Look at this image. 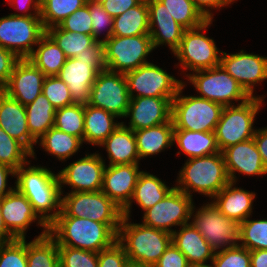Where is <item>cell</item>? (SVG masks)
<instances>
[{
    "label": "cell",
    "mask_w": 267,
    "mask_h": 267,
    "mask_svg": "<svg viewBox=\"0 0 267 267\" xmlns=\"http://www.w3.org/2000/svg\"><path fill=\"white\" fill-rule=\"evenodd\" d=\"M121 223H100L89 218L68 216L62 209L48 226V234L58 246L99 253L117 241Z\"/></svg>",
    "instance_id": "6da1fadb"
},
{
    "label": "cell",
    "mask_w": 267,
    "mask_h": 267,
    "mask_svg": "<svg viewBox=\"0 0 267 267\" xmlns=\"http://www.w3.org/2000/svg\"><path fill=\"white\" fill-rule=\"evenodd\" d=\"M29 164L30 162L16 170L15 188L26 196L34 212L49 226L61 212V195L63 194L59 176L58 173L54 174L50 168ZM27 165H29L28 168L25 167Z\"/></svg>",
    "instance_id": "7a4b0ae2"
},
{
    "label": "cell",
    "mask_w": 267,
    "mask_h": 267,
    "mask_svg": "<svg viewBox=\"0 0 267 267\" xmlns=\"http://www.w3.org/2000/svg\"><path fill=\"white\" fill-rule=\"evenodd\" d=\"M128 220L123 216L117 241L130 263L153 266L172 243V234Z\"/></svg>",
    "instance_id": "3957f363"
},
{
    "label": "cell",
    "mask_w": 267,
    "mask_h": 267,
    "mask_svg": "<svg viewBox=\"0 0 267 267\" xmlns=\"http://www.w3.org/2000/svg\"><path fill=\"white\" fill-rule=\"evenodd\" d=\"M178 175L174 187L191 198V190L213 198L230 182L222 152L188 159Z\"/></svg>",
    "instance_id": "277c9868"
},
{
    "label": "cell",
    "mask_w": 267,
    "mask_h": 267,
    "mask_svg": "<svg viewBox=\"0 0 267 267\" xmlns=\"http://www.w3.org/2000/svg\"><path fill=\"white\" fill-rule=\"evenodd\" d=\"M185 83L172 100L171 119L174 129L215 132L224 106L198 96H181Z\"/></svg>",
    "instance_id": "5b68a950"
},
{
    "label": "cell",
    "mask_w": 267,
    "mask_h": 267,
    "mask_svg": "<svg viewBox=\"0 0 267 267\" xmlns=\"http://www.w3.org/2000/svg\"><path fill=\"white\" fill-rule=\"evenodd\" d=\"M262 97H251L245 103L224 106L215 129L217 145L222 152L227 147L254 137V120L263 102Z\"/></svg>",
    "instance_id": "8992f818"
},
{
    "label": "cell",
    "mask_w": 267,
    "mask_h": 267,
    "mask_svg": "<svg viewBox=\"0 0 267 267\" xmlns=\"http://www.w3.org/2000/svg\"><path fill=\"white\" fill-rule=\"evenodd\" d=\"M194 72L195 74H186V77L200 93L198 96L200 98L211 100L223 106L234 105L231 103L232 100L241 101L240 104H242L251 98L221 65Z\"/></svg>",
    "instance_id": "52a82bcc"
},
{
    "label": "cell",
    "mask_w": 267,
    "mask_h": 267,
    "mask_svg": "<svg viewBox=\"0 0 267 267\" xmlns=\"http://www.w3.org/2000/svg\"><path fill=\"white\" fill-rule=\"evenodd\" d=\"M192 224L202 234L214 252L236 247L240 241V223L227 218L217 207L208 202L193 214Z\"/></svg>",
    "instance_id": "ba28073f"
},
{
    "label": "cell",
    "mask_w": 267,
    "mask_h": 267,
    "mask_svg": "<svg viewBox=\"0 0 267 267\" xmlns=\"http://www.w3.org/2000/svg\"><path fill=\"white\" fill-rule=\"evenodd\" d=\"M46 33L40 16H8L0 18V47L28 58Z\"/></svg>",
    "instance_id": "9c48e42d"
},
{
    "label": "cell",
    "mask_w": 267,
    "mask_h": 267,
    "mask_svg": "<svg viewBox=\"0 0 267 267\" xmlns=\"http://www.w3.org/2000/svg\"><path fill=\"white\" fill-rule=\"evenodd\" d=\"M104 46L106 69L122 74L150 63L146 57L154 50L149 34L131 37L112 36L104 41Z\"/></svg>",
    "instance_id": "30bf717a"
},
{
    "label": "cell",
    "mask_w": 267,
    "mask_h": 267,
    "mask_svg": "<svg viewBox=\"0 0 267 267\" xmlns=\"http://www.w3.org/2000/svg\"><path fill=\"white\" fill-rule=\"evenodd\" d=\"M212 24L207 20L201 26L185 30L178 48L173 52L180 61L181 68L190 71L210 69L220 65L221 51L215 41L201 31Z\"/></svg>",
    "instance_id": "8fae6325"
},
{
    "label": "cell",
    "mask_w": 267,
    "mask_h": 267,
    "mask_svg": "<svg viewBox=\"0 0 267 267\" xmlns=\"http://www.w3.org/2000/svg\"><path fill=\"white\" fill-rule=\"evenodd\" d=\"M61 209L70 217L89 218L100 223H121L122 208L102 191L69 192Z\"/></svg>",
    "instance_id": "7c38bea8"
},
{
    "label": "cell",
    "mask_w": 267,
    "mask_h": 267,
    "mask_svg": "<svg viewBox=\"0 0 267 267\" xmlns=\"http://www.w3.org/2000/svg\"><path fill=\"white\" fill-rule=\"evenodd\" d=\"M124 75L130 98L167 97L172 101L184 83L153 63L142 65Z\"/></svg>",
    "instance_id": "4fadbf2b"
},
{
    "label": "cell",
    "mask_w": 267,
    "mask_h": 267,
    "mask_svg": "<svg viewBox=\"0 0 267 267\" xmlns=\"http://www.w3.org/2000/svg\"><path fill=\"white\" fill-rule=\"evenodd\" d=\"M129 102L130 96L124 74L107 69L97 74L91 87L89 105L123 118L126 116Z\"/></svg>",
    "instance_id": "5bb4252c"
},
{
    "label": "cell",
    "mask_w": 267,
    "mask_h": 267,
    "mask_svg": "<svg viewBox=\"0 0 267 267\" xmlns=\"http://www.w3.org/2000/svg\"><path fill=\"white\" fill-rule=\"evenodd\" d=\"M192 198L175 187L158 203L144 211L143 224L172 234V226L188 224Z\"/></svg>",
    "instance_id": "9a60e30c"
},
{
    "label": "cell",
    "mask_w": 267,
    "mask_h": 267,
    "mask_svg": "<svg viewBox=\"0 0 267 267\" xmlns=\"http://www.w3.org/2000/svg\"><path fill=\"white\" fill-rule=\"evenodd\" d=\"M105 168V160L99 153L86 154L85 157L70 163L58 172L61 193L62 184L71 186V192L101 191Z\"/></svg>",
    "instance_id": "2e32d148"
},
{
    "label": "cell",
    "mask_w": 267,
    "mask_h": 267,
    "mask_svg": "<svg viewBox=\"0 0 267 267\" xmlns=\"http://www.w3.org/2000/svg\"><path fill=\"white\" fill-rule=\"evenodd\" d=\"M107 68L105 61H80L76 57L67 58L57 75L67 84L73 103H89L90 91L97 74Z\"/></svg>",
    "instance_id": "e0dca14e"
},
{
    "label": "cell",
    "mask_w": 267,
    "mask_h": 267,
    "mask_svg": "<svg viewBox=\"0 0 267 267\" xmlns=\"http://www.w3.org/2000/svg\"><path fill=\"white\" fill-rule=\"evenodd\" d=\"M220 65L231 75L250 96L254 97L255 84L267 80V57L245 53L222 52Z\"/></svg>",
    "instance_id": "ac0fdd59"
},
{
    "label": "cell",
    "mask_w": 267,
    "mask_h": 267,
    "mask_svg": "<svg viewBox=\"0 0 267 267\" xmlns=\"http://www.w3.org/2000/svg\"><path fill=\"white\" fill-rule=\"evenodd\" d=\"M0 206L5 227L16 239H25L26 230L35 220L43 227V232H48V226L34 212L26 196L16 188L0 198Z\"/></svg>",
    "instance_id": "d6986e66"
},
{
    "label": "cell",
    "mask_w": 267,
    "mask_h": 267,
    "mask_svg": "<svg viewBox=\"0 0 267 267\" xmlns=\"http://www.w3.org/2000/svg\"><path fill=\"white\" fill-rule=\"evenodd\" d=\"M45 77L43 72L28 58L20 59L16 63L8 83L1 90L26 106L42 93Z\"/></svg>",
    "instance_id": "ffe728a7"
},
{
    "label": "cell",
    "mask_w": 267,
    "mask_h": 267,
    "mask_svg": "<svg viewBox=\"0 0 267 267\" xmlns=\"http://www.w3.org/2000/svg\"><path fill=\"white\" fill-rule=\"evenodd\" d=\"M172 101L167 97L130 98L125 117L130 116L129 125L125 127L137 131L158 126L171 120Z\"/></svg>",
    "instance_id": "44dd1931"
},
{
    "label": "cell",
    "mask_w": 267,
    "mask_h": 267,
    "mask_svg": "<svg viewBox=\"0 0 267 267\" xmlns=\"http://www.w3.org/2000/svg\"><path fill=\"white\" fill-rule=\"evenodd\" d=\"M139 164L108 165L101 191L122 209L131 201L139 174Z\"/></svg>",
    "instance_id": "7402d4cb"
},
{
    "label": "cell",
    "mask_w": 267,
    "mask_h": 267,
    "mask_svg": "<svg viewBox=\"0 0 267 267\" xmlns=\"http://www.w3.org/2000/svg\"><path fill=\"white\" fill-rule=\"evenodd\" d=\"M149 10V35L153 48L167 44L172 53L178 48L185 28L179 25L159 0H147ZM156 26V27H155Z\"/></svg>",
    "instance_id": "603a6c76"
},
{
    "label": "cell",
    "mask_w": 267,
    "mask_h": 267,
    "mask_svg": "<svg viewBox=\"0 0 267 267\" xmlns=\"http://www.w3.org/2000/svg\"><path fill=\"white\" fill-rule=\"evenodd\" d=\"M226 170L231 182L236 184V172L252 175H265V168L254 139L231 145L222 151Z\"/></svg>",
    "instance_id": "cb8c5ba5"
},
{
    "label": "cell",
    "mask_w": 267,
    "mask_h": 267,
    "mask_svg": "<svg viewBox=\"0 0 267 267\" xmlns=\"http://www.w3.org/2000/svg\"><path fill=\"white\" fill-rule=\"evenodd\" d=\"M0 127L12 138L22 143L35 158L34 144L27 126L25 106L0 90Z\"/></svg>",
    "instance_id": "d4e9b609"
},
{
    "label": "cell",
    "mask_w": 267,
    "mask_h": 267,
    "mask_svg": "<svg viewBox=\"0 0 267 267\" xmlns=\"http://www.w3.org/2000/svg\"><path fill=\"white\" fill-rule=\"evenodd\" d=\"M172 243L186 256L189 265L212 262L215 252L202 234L189 222L182 225L179 231L172 232Z\"/></svg>",
    "instance_id": "484cf974"
},
{
    "label": "cell",
    "mask_w": 267,
    "mask_h": 267,
    "mask_svg": "<svg viewBox=\"0 0 267 267\" xmlns=\"http://www.w3.org/2000/svg\"><path fill=\"white\" fill-rule=\"evenodd\" d=\"M234 182H229L217 195L212 202L217 209L227 218L242 223L250 218L253 207V200L256 196L254 192H250L241 188L233 187Z\"/></svg>",
    "instance_id": "4316f807"
},
{
    "label": "cell",
    "mask_w": 267,
    "mask_h": 267,
    "mask_svg": "<svg viewBox=\"0 0 267 267\" xmlns=\"http://www.w3.org/2000/svg\"><path fill=\"white\" fill-rule=\"evenodd\" d=\"M105 146L109 165L139 164L134 131L121 124L99 145Z\"/></svg>",
    "instance_id": "83f0119b"
},
{
    "label": "cell",
    "mask_w": 267,
    "mask_h": 267,
    "mask_svg": "<svg viewBox=\"0 0 267 267\" xmlns=\"http://www.w3.org/2000/svg\"><path fill=\"white\" fill-rule=\"evenodd\" d=\"M173 188L167 186L157 176L142 171L137 179L131 201L122 209L123 216L130 218L133 199L145 211L161 201Z\"/></svg>",
    "instance_id": "f1b7e54d"
},
{
    "label": "cell",
    "mask_w": 267,
    "mask_h": 267,
    "mask_svg": "<svg viewBox=\"0 0 267 267\" xmlns=\"http://www.w3.org/2000/svg\"><path fill=\"white\" fill-rule=\"evenodd\" d=\"M139 158L155 155L171 147L174 140V124L168 123L134 131Z\"/></svg>",
    "instance_id": "f546056e"
},
{
    "label": "cell",
    "mask_w": 267,
    "mask_h": 267,
    "mask_svg": "<svg viewBox=\"0 0 267 267\" xmlns=\"http://www.w3.org/2000/svg\"><path fill=\"white\" fill-rule=\"evenodd\" d=\"M115 115L89 104L84 105L83 142L100 145L120 124Z\"/></svg>",
    "instance_id": "4dcf8cb0"
},
{
    "label": "cell",
    "mask_w": 267,
    "mask_h": 267,
    "mask_svg": "<svg viewBox=\"0 0 267 267\" xmlns=\"http://www.w3.org/2000/svg\"><path fill=\"white\" fill-rule=\"evenodd\" d=\"M181 151L191 158L221 152L217 145L215 132H194L174 129V140Z\"/></svg>",
    "instance_id": "1f68e13d"
},
{
    "label": "cell",
    "mask_w": 267,
    "mask_h": 267,
    "mask_svg": "<svg viewBox=\"0 0 267 267\" xmlns=\"http://www.w3.org/2000/svg\"><path fill=\"white\" fill-rule=\"evenodd\" d=\"M38 48L28 59L47 76H57L65 64L66 57L54 40L45 33L37 44Z\"/></svg>",
    "instance_id": "d6a6232c"
},
{
    "label": "cell",
    "mask_w": 267,
    "mask_h": 267,
    "mask_svg": "<svg viewBox=\"0 0 267 267\" xmlns=\"http://www.w3.org/2000/svg\"><path fill=\"white\" fill-rule=\"evenodd\" d=\"M149 34V10L147 0L114 17L112 36L131 37Z\"/></svg>",
    "instance_id": "836d02e7"
},
{
    "label": "cell",
    "mask_w": 267,
    "mask_h": 267,
    "mask_svg": "<svg viewBox=\"0 0 267 267\" xmlns=\"http://www.w3.org/2000/svg\"><path fill=\"white\" fill-rule=\"evenodd\" d=\"M25 110L30 135L38 142L54 126L56 108L40 93L32 103L25 106Z\"/></svg>",
    "instance_id": "e575fe53"
},
{
    "label": "cell",
    "mask_w": 267,
    "mask_h": 267,
    "mask_svg": "<svg viewBox=\"0 0 267 267\" xmlns=\"http://www.w3.org/2000/svg\"><path fill=\"white\" fill-rule=\"evenodd\" d=\"M27 266L60 267L57 242L48 232H42L27 243Z\"/></svg>",
    "instance_id": "d590c367"
},
{
    "label": "cell",
    "mask_w": 267,
    "mask_h": 267,
    "mask_svg": "<svg viewBox=\"0 0 267 267\" xmlns=\"http://www.w3.org/2000/svg\"><path fill=\"white\" fill-rule=\"evenodd\" d=\"M40 146L60 161L70 158L82 145L83 141L73 135L62 132L56 127L50 128L40 139Z\"/></svg>",
    "instance_id": "8d00e7d4"
},
{
    "label": "cell",
    "mask_w": 267,
    "mask_h": 267,
    "mask_svg": "<svg viewBox=\"0 0 267 267\" xmlns=\"http://www.w3.org/2000/svg\"><path fill=\"white\" fill-rule=\"evenodd\" d=\"M46 33L64 52L66 58L77 57L89 48L96 40L93 35L81 34L62 30L59 26H53L46 30Z\"/></svg>",
    "instance_id": "74e56055"
},
{
    "label": "cell",
    "mask_w": 267,
    "mask_h": 267,
    "mask_svg": "<svg viewBox=\"0 0 267 267\" xmlns=\"http://www.w3.org/2000/svg\"><path fill=\"white\" fill-rule=\"evenodd\" d=\"M86 2V0H41L40 18L44 29L60 25Z\"/></svg>",
    "instance_id": "f35d334b"
},
{
    "label": "cell",
    "mask_w": 267,
    "mask_h": 267,
    "mask_svg": "<svg viewBox=\"0 0 267 267\" xmlns=\"http://www.w3.org/2000/svg\"><path fill=\"white\" fill-rule=\"evenodd\" d=\"M168 13L183 28L194 29L207 21L192 0H159Z\"/></svg>",
    "instance_id": "ab89813d"
},
{
    "label": "cell",
    "mask_w": 267,
    "mask_h": 267,
    "mask_svg": "<svg viewBox=\"0 0 267 267\" xmlns=\"http://www.w3.org/2000/svg\"><path fill=\"white\" fill-rule=\"evenodd\" d=\"M54 127L83 141L84 105L74 103L56 109Z\"/></svg>",
    "instance_id": "60d3db41"
},
{
    "label": "cell",
    "mask_w": 267,
    "mask_h": 267,
    "mask_svg": "<svg viewBox=\"0 0 267 267\" xmlns=\"http://www.w3.org/2000/svg\"><path fill=\"white\" fill-rule=\"evenodd\" d=\"M27 157H32V153L0 127V164L7 165L16 171L29 162Z\"/></svg>",
    "instance_id": "b9f144b4"
},
{
    "label": "cell",
    "mask_w": 267,
    "mask_h": 267,
    "mask_svg": "<svg viewBox=\"0 0 267 267\" xmlns=\"http://www.w3.org/2000/svg\"><path fill=\"white\" fill-rule=\"evenodd\" d=\"M239 244L249 251L267 249V220H249L240 223Z\"/></svg>",
    "instance_id": "7bdbcfd3"
},
{
    "label": "cell",
    "mask_w": 267,
    "mask_h": 267,
    "mask_svg": "<svg viewBox=\"0 0 267 267\" xmlns=\"http://www.w3.org/2000/svg\"><path fill=\"white\" fill-rule=\"evenodd\" d=\"M60 267H98V253L79 248L58 246Z\"/></svg>",
    "instance_id": "ee69618b"
},
{
    "label": "cell",
    "mask_w": 267,
    "mask_h": 267,
    "mask_svg": "<svg viewBox=\"0 0 267 267\" xmlns=\"http://www.w3.org/2000/svg\"><path fill=\"white\" fill-rule=\"evenodd\" d=\"M42 93L56 109L74 104L67 84L58 76L45 77Z\"/></svg>",
    "instance_id": "f6af8a7d"
},
{
    "label": "cell",
    "mask_w": 267,
    "mask_h": 267,
    "mask_svg": "<svg viewBox=\"0 0 267 267\" xmlns=\"http://www.w3.org/2000/svg\"><path fill=\"white\" fill-rule=\"evenodd\" d=\"M0 267H28L25 239L0 244Z\"/></svg>",
    "instance_id": "bcb514c9"
},
{
    "label": "cell",
    "mask_w": 267,
    "mask_h": 267,
    "mask_svg": "<svg viewBox=\"0 0 267 267\" xmlns=\"http://www.w3.org/2000/svg\"><path fill=\"white\" fill-rule=\"evenodd\" d=\"M214 267H251L250 251L240 245L215 252Z\"/></svg>",
    "instance_id": "7dc6e473"
},
{
    "label": "cell",
    "mask_w": 267,
    "mask_h": 267,
    "mask_svg": "<svg viewBox=\"0 0 267 267\" xmlns=\"http://www.w3.org/2000/svg\"><path fill=\"white\" fill-rule=\"evenodd\" d=\"M89 12L92 18V35L96 41H106L113 35L114 18L102 7L100 3L88 2ZM109 28H108V27ZM107 27L104 39H99L103 28Z\"/></svg>",
    "instance_id": "c3c4849f"
},
{
    "label": "cell",
    "mask_w": 267,
    "mask_h": 267,
    "mask_svg": "<svg viewBox=\"0 0 267 267\" xmlns=\"http://www.w3.org/2000/svg\"><path fill=\"white\" fill-rule=\"evenodd\" d=\"M62 30L92 35V18L89 12L88 2L74 13L69 15L60 25Z\"/></svg>",
    "instance_id": "681fc988"
},
{
    "label": "cell",
    "mask_w": 267,
    "mask_h": 267,
    "mask_svg": "<svg viewBox=\"0 0 267 267\" xmlns=\"http://www.w3.org/2000/svg\"><path fill=\"white\" fill-rule=\"evenodd\" d=\"M129 263L127 254L118 241L98 253V267H127Z\"/></svg>",
    "instance_id": "f907efd6"
},
{
    "label": "cell",
    "mask_w": 267,
    "mask_h": 267,
    "mask_svg": "<svg viewBox=\"0 0 267 267\" xmlns=\"http://www.w3.org/2000/svg\"><path fill=\"white\" fill-rule=\"evenodd\" d=\"M153 267H190L186 256L171 243Z\"/></svg>",
    "instance_id": "816d5d0a"
},
{
    "label": "cell",
    "mask_w": 267,
    "mask_h": 267,
    "mask_svg": "<svg viewBox=\"0 0 267 267\" xmlns=\"http://www.w3.org/2000/svg\"><path fill=\"white\" fill-rule=\"evenodd\" d=\"M20 58L5 48L0 47V90L8 83L11 73Z\"/></svg>",
    "instance_id": "f5cc1de1"
},
{
    "label": "cell",
    "mask_w": 267,
    "mask_h": 267,
    "mask_svg": "<svg viewBox=\"0 0 267 267\" xmlns=\"http://www.w3.org/2000/svg\"><path fill=\"white\" fill-rule=\"evenodd\" d=\"M142 0H106L101 3L102 7L113 18L126 12L128 9L135 7Z\"/></svg>",
    "instance_id": "db71d44e"
},
{
    "label": "cell",
    "mask_w": 267,
    "mask_h": 267,
    "mask_svg": "<svg viewBox=\"0 0 267 267\" xmlns=\"http://www.w3.org/2000/svg\"><path fill=\"white\" fill-rule=\"evenodd\" d=\"M195 7L202 13V15L207 18V20H213V14L210 9L212 10L221 8L224 6H227L231 4V2H234L235 0H192ZM207 7V8H206ZM210 9H209V8Z\"/></svg>",
    "instance_id": "11a10c76"
},
{
    "label": "cell",
    "mask_w": 267,
    "mask_h": 267,
    "mask_svg": "<svg viewBox=\"0 0 267 267\" xmlns=\"http://www.w3.org/2000/svg\"><path fill=\"white\" fill-rule=\"evenodd\" d=\"M80 61H105V46L102 41H95L83 53L76 57Z\"/></svg>",
    "instance_id": "9f6ffc18"
},
{
    "label": "cell",
    "mask_w": 267,
    "mask_h": 267,
    "mask_svg": "<svg viewBox=\"0 0 267 267\" xmlns=\"http://www.w3.org/2000/svg\"><path fill=\"white\" fill-rule=\"evenodd\" d=\"M11 6H14L16 10H23L22 13L24 14H17V13H12L11 15L14 16H40V11H41V0H8ZM12 3V4H11ZM34 10L35 13L32 14L29 10L31 9ZM29 13H28V12ZM25 12H27L25 14Z\"/></svg>",
    "instance_id": "6f0895ef"
},
{
    "label": "cell",
    "mask_w": 267,
    "mask_h": 267,
    "mask_svg": "<svg viewBox=\"0 0 267 267\" xmlns=\"http://www.w3.org/2000/svg\"><path fill=\"white\" fill-rule=\"evenodd\" d=\"M253 139L261 155L263 164L267 169V127L256 129Z\"/></svg>",
    "instance_id": "680465c9"
},
{
    "label": "cell",
    "mask_w": 267,
    "mask_h": 267,
    "mask_svg": "<svg viewBox=\"0 0 267 267\" xmlns=\"http://www.w3.org/2000/svg\"><path fill=\"white\" fill-rule=\"evenodd\" d=\"M9 175L14 177L16 175V171L7 165L0 164V198L4 197L15 189V187H9V189H6L7 178Z\"/></svg>",
    "instance_id": "91938a15"
},
{
    "label": "cell",
    "mask_w": 267,
    "mask_h": 267,
    "mask_svg": "<svg viewBox=\"0 0 267 267\" xmlns=\"http://www.w3.org/2000/svg\"><path fill=\"white\" fill-rule=\"evenodd\" d=\"M251 267H267V249L250 251Z\"/></svg>",
    "instance_id": "94428289"
},
{
    "label": "cell",
    "mask_w": 267,
    "mask_h": 267,
    "mask_svg": "<svg viewBox=\"0 0 267 267\" xmlns=\"http://www.w3.org/2000/svg\"><path fill=\"white\" fill-rule=\"evenodd\" d=\"M15 239L16 238L5 227L0 206V244L8 243Z\"/></svg>",
    "instance_id": "6125c7cd"
},
{
    "label": "cell",
    "mask_w": 267,
    "mask_h": 267,
    "mask_svg": "<svg viewBox=\"0 0 267 267\" xmlns=\"http://www.w3.org/2000/svg\"><path fill=\"white\" fill-rule=\"evenodd\" d=\"M127 267H153L149 265H140V264H135V263H129Z\"/></svg>",
    "instance_id": "be15d7a7"
},
{
    "label": "cell",
    "mask_w": 267,
    "mask_h": 267,
    "mask_svg": "<svg viewBox=\"0 0 267 267\" xmlns=\"http://www.w3.org/2000/svg\"><path fill=\"white\" fill-rule=\"evenodd\" d=\"M190 267H214V265L211 262V265L209 264H200V265H191Z\"/></svg>",
    "instance_id": "e7e4bbea"
},
{
    "label": "cell",
    "mask_w": 267,
    "mask_h": 267,
    "mask_svg": "<svg viewBox=\"0 0 267 267\" xmlns=\"http://www.w3.org/2000/svg\"><path fill=\"white\" fill-rule=\"evenodd\" d=\"M87 2H94V3H103L106 0H86Z\"/></svg>",
    "instance_id": "03108f58"
}]
</instances>
